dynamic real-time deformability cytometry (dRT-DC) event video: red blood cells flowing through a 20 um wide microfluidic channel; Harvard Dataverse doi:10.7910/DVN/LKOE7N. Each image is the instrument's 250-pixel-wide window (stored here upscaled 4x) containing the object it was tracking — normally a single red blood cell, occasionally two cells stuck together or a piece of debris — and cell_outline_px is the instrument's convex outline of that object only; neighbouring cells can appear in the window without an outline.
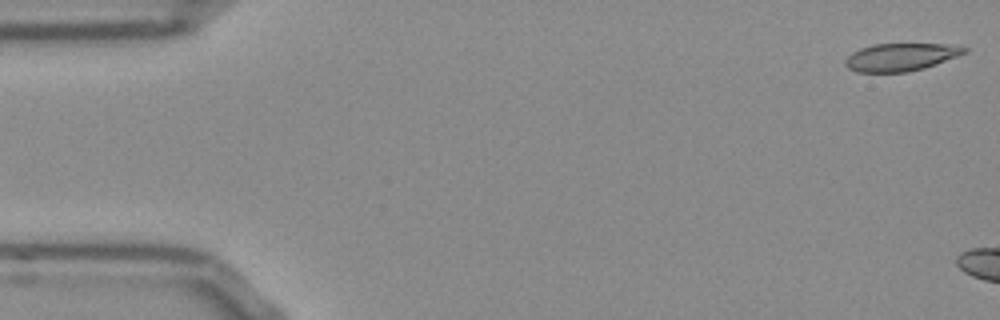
{"species": "Egyptian fruit bat (a non-hibernating species)", "species_latin": "Rousettus aegyptiacus", "temperature_condition": "room temperature", "stored_images_in_passage": 5, "camera_frame_rate_fps": 3000, "um_per_image_px": 0.085, "frame": {"image": 1, "passage_image": 1, "time_ms": 0.0, "image_size_px": [1000, 320], "cell_outline_px": [[968, 52], [936, 64], [924, 68], [908, 72], [856, 72], [848, 68], [844, 64], [844, 60], [852, 52], [860, 48], [872, 44], [960, 44], [968, 48]], "centroid_in_image_um": [76.59, 4.84], "position_along_channel_um": 8.4, "area_um2": 19.48}}